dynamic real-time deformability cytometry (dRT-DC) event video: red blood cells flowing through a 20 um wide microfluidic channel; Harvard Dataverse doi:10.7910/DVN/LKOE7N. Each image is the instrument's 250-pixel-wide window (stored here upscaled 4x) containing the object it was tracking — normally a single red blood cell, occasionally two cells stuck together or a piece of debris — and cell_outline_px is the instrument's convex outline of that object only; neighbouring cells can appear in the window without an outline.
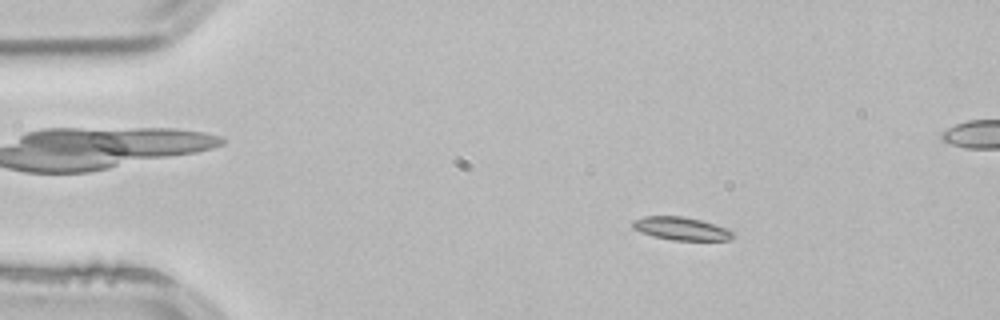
{"species": "common noctule bat (a hibernating species)", "species_latin": "Nyctalus noctula", "temperature_condition": "room temperature", "stored_images_in_passage": 5, "camera_frame_rate_fps": 3000, "um_per_image_px": 0.085, "animal": {"sex": "male", "body_mass_g": 21.5, "forearm_length_mm": 52.0}, "frame": {"image": 1, "passage_image": 3, "time_ms": 0.667, "image_size_px": [1000, 320], "cell_outline_px": [[732, 236], [728, 240], [672, 240], [652, 236], [640, 232], [632, 228], [632, 220], [644, 216], [680, 216], [700, 220], [724, 228], [732, 232]], "centroid_in_image_um": [57.79, 19.43], "position_along_channel_um": 27.2, "area_um2": 13.24}}